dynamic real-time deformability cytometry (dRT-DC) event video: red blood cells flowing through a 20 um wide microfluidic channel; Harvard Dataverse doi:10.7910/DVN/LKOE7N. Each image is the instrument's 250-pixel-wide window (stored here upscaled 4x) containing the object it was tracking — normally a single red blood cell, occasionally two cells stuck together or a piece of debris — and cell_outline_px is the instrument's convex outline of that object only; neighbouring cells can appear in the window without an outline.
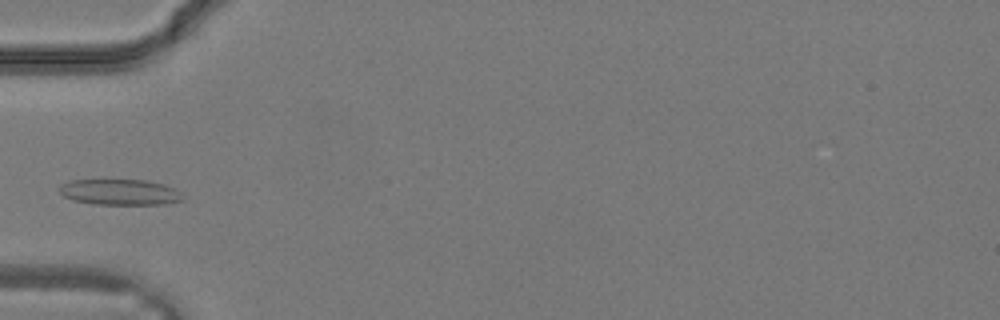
{"species": "common noctule bat (a hibernating species)", "species_latin": "Nyctalus noctula", "temperature_condition": "warm", "stored_images_in_passage": 13, "camera_frame_rate_fps": 3000, "um_per_image_px": 0.085, "animal": {"sex": "male", "body_mass_g": 19.2, "forearm_length_mm": 51.8}, "frame": {"image": 1, "passage_image": 8, "time_ms": 2.333, "image_size_px": [1000, 320], "cell_outline_px": [[184, 200], [164, 204], [96, 204], [72, 200], [64, 196], [60, 192], [60, 184], [68, 180], [148, 180], [164, 184], [176, 188], [184, 196]], "centroid_in_image_um": [10.22, 16.32], "position_along_channel_um": 74.8, "area_um2": 18.67}}
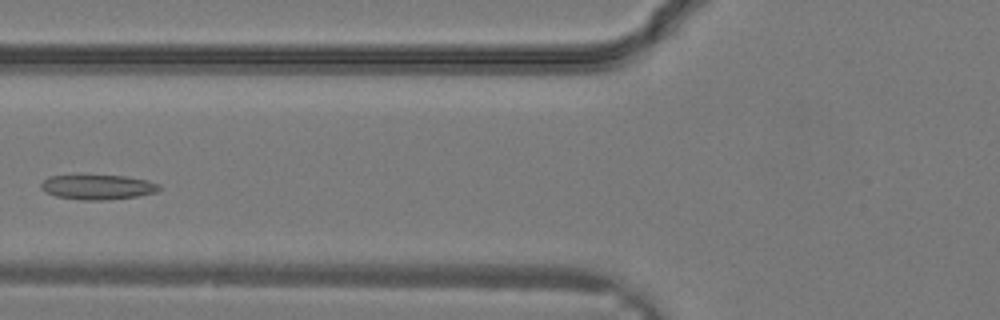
{"frame": {"image": 2, "passage_image": 10, "time_ms": 3.0, "image_size_px": [1000, 320], "cell_outline_px": [[164, 188], [156, 192], [136, 196], [100, 200], [80, 200], [56, 196], [44, 192], [40, 188], [40, 184], [48, 176], [80, 172], [124, 176], [148, 180], [160, 184]], "centroid_in_image_um": [8.25, 15.84], "position_along_channel_um": 117.6, "area_um2": 18.09}}
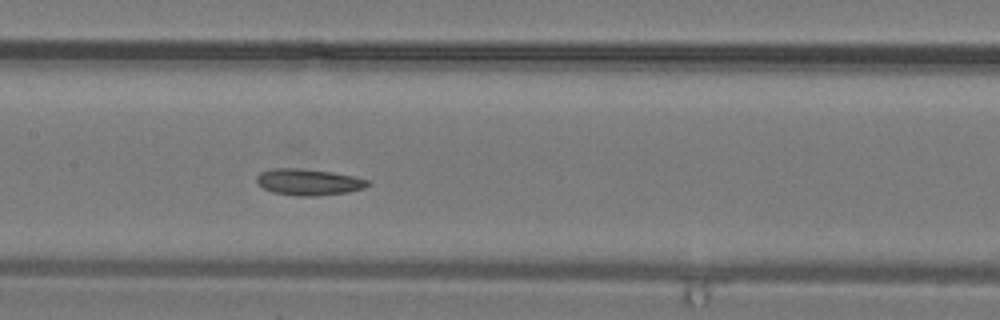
{"frame": {"image": 3, "passage_image": 13, "time_ms": 4.0, "image_size_px": [1000, 320], "cell_outline_px": [[372, 184], [364, 188], [348, 192], [316, 196], [300, 196], [272, 192], [256, 184], [256, 176], [260, 172], [272, 168], [300, 168], [332, 172], [356, 176], [368, 180]], "centroid_in_image_um": [26.23, 15.47], "position_along_channel_um": 181.2, "area_um2": 17.28}}